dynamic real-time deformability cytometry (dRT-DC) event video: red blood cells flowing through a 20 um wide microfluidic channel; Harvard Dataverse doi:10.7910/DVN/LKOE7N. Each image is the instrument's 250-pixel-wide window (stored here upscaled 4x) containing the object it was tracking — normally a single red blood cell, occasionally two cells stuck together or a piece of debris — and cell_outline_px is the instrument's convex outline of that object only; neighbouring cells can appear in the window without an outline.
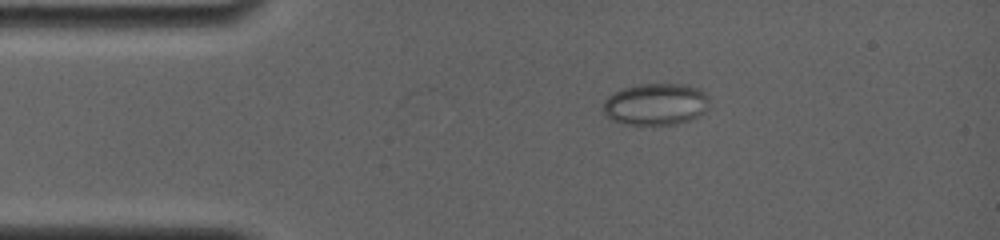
{"species": "common noctule bat (a hibernating species)", "species_latin": "Nyctalus noctula", "temperature_condition": "room temperature", "stored_images_in_passage": 6, "camera_frame_rate_fps": 4000, "um_per_image_px": 0.085, "animal": {"sex": "female", "body_mass_g": 19.0, "forearm_length_mm": 56.7}, "frame": {"image": 1, "passage_image": 1, "time_ms": 0.0, "image_size_px": [1000, 240], "cell_outline_px": [[708, 100], [700, 112], [696, 116], [688, 120], [672, 124], [624, 124], [608, 116], [604, 112], [604, 100], [608, 96], [624, 88], [636, 84], [688, 84], [700, 88], [708, 96]], "centroid_in_image_um": [55.72, 8.82], "position_along_channel_um": 29.3, "area_um2": 25.26}}
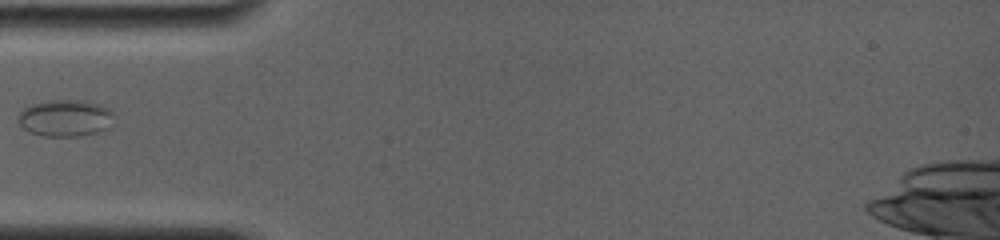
{"frame": {"image": 2, "passage_image": 5, "time_ms": 2.5, "image_size_px": [1000, 240], "cell_outline_px": [[112, 112], [108, 128], [96, 132], [80, 136], [44, 136], [28, 132], [20, 124], [20, 112], [24, 108], [32, 104], [48, 100], [84, 100], [100, 104], [108, 108]], "centroid_in_image_um": [5.53, 10.03], "position_along_channel_um": 79.5, "area_um2": 20.29}}